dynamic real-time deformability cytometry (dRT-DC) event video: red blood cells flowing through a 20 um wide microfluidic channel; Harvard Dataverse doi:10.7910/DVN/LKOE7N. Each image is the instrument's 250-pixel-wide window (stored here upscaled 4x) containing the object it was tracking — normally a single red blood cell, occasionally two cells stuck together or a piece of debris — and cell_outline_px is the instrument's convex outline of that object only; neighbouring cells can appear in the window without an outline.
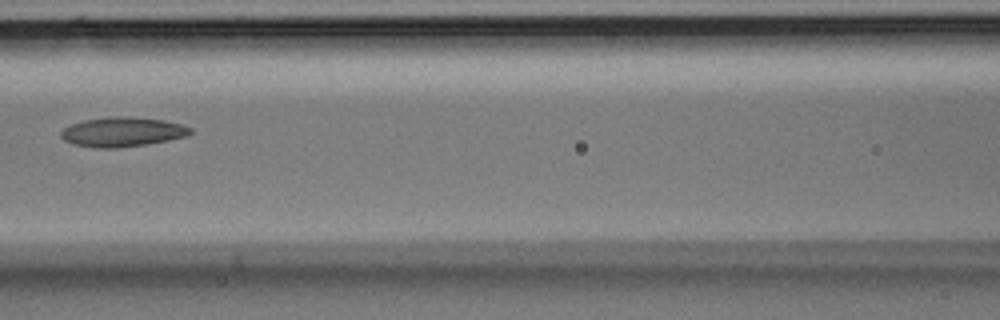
{"species": "Egyptian fruit bat (a non-hibernating species)", "species_latin": "Rousettus aegyptiacus", "temperature_condition": "room temperature", "stored_images_in_passage": 5, "camera_frame_rate_fps": 3000, "um_per_image_px": 0.085, "animal": {"sex": "male"}, "frame": {"image": 1, "passage_image": 5, "time_ms": 1.333, "image_size_px": [1000, 320], "cell_outline_px": [[192, 132], [184, 136], [168, 140], [148, 144], [116, 148], [96, 148], [72, 144], [64, 140], [60, 136], [60, 132], [64, 128], [72, 124], [84, 120], [112, 116], [120, 116], [164, 120], [180, 124], [192, 128]], "centroid_in_image_um": [10.37, 11.22], "position_along_channel_um": 156.2, "area_um2": 22.14}}